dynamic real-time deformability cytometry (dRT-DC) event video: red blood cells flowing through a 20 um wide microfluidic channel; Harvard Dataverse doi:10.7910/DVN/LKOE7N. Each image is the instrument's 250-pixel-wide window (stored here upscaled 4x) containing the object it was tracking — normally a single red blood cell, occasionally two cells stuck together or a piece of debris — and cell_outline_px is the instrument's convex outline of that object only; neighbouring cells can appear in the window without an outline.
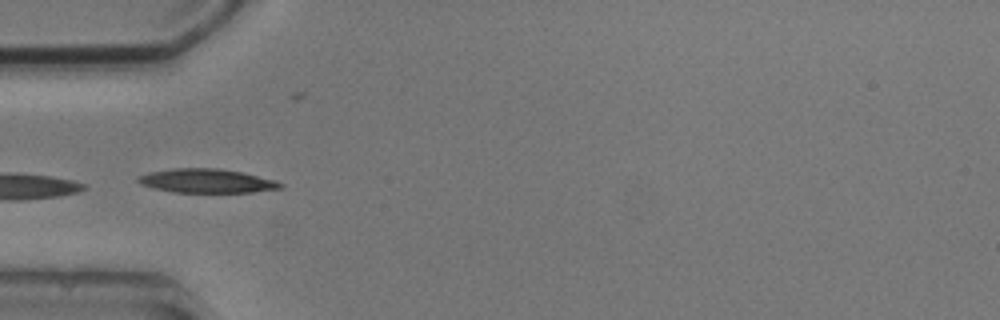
{"species": "common noctule bat (a hibernating species)", "species_latin": "Nyctalus noctula", "temperature_condition": "cold", "stored_images_in_passage": 6, "camera_frame_rate_fps": 3000, "um_per_image_px": 0.085, "animal": {"sex": "male", "body_mass_g": 20.5, "forearm_length_mm": 52.5}, "frame": {"image": 1, "passage_image": 5, "time_ms": 4.333, "image_size_px": [1000, 320], "cell_outline_px": [[284, 184], [280, 188], [252, 192], [172, 192], [140, 184], [136, 180], [136, 176], [148, 172], [172, 168], [220, 168], [240, 172], [276, 180]], "centroid_in_image_um": [17.52, 15.36], "position_along_channel_um": 67.5, "area_um2": 19.83}}